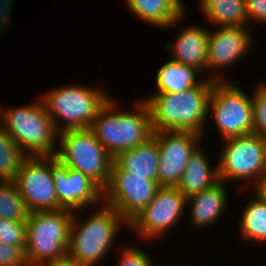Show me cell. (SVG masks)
<instances>
[{
	"instance_id": "6da1fadb",
	"label": "cell",
	"mask_w": 266,
	"mask_h": 266,
	"mask_svg": "<svg viewBox=\"0 0 266 266\" xmlns=\"http://www.w3.org/2000/svg\"><path fill=\"white\" fill-rule=\"evenodd\" d=\"M215 80L181 93H160L143 99L150 112L152 131H191L205 138L208 102Z\"/></svg>"
},
{
	"instance_id": "7a4b0ae2",
	"label": "cell",
	"mask_w": 266,
	"mask_h": 266,
	"mask_svg": "<svg viewBox=\"0 0 266 266\" xmlns=\"http://www.w3.org/2000/svg\"><path fill=\"white\" fill-rule=\"evenodd\" d=\"M93 211L86 220L82 219L83 222L74 211L67 249L70 257L86 266L101 264L111 252L119 231L129 226L112 206L104 202Z\"/></svg>"
},
{
	"instance_id": "3957f363",
	"label": "cell",
	"mask_w": 266,
	"mask_h": 266,
	"mask_svg": "<svg viewBox=\"0 0 266 266\" xmlns=\"http://www.w3.org/2000/svg\"><path fill=\"white\" fill-rule=\"evenodd\" d=\"M116 104L111 97L90 127L113 158L120 152L145 143L153 135L149 108L143 99L136 101L135 110L130 111L121 110Z\"/></svg>"
},
{
	"instance_id": "277c9868",
	"label": "cell",
	"mask_w": 266,
	"mask_h": 266,
	"mask_svg": "<svg viewBox=\"0 0 266 266\" xmlns=\"http://www.w3.org/2000/svg\"><path fill=\"white\" fill-rule=\"evenodd\" d=\"M0 127L17 142L28 157L57 154L59 133L40 97L25 106H1Z\"/></svg>"
},
{
	"instance_id": "5b68a950",
	"label": "cell",
	"mask_w": 266,
	"mask_h": 266,
	"mask_svg": "<svg viewBox=\"0 0 266 266\" xmlns=\"http://www.w3.org/2000/svg\"><path fill=\"white\" fill-rule=\"evenodd\" d=\"M55 87L42 99L58 133L90 128L100 109L111 98L104 89L76 84Z\"/></svg>"
},
{
	"instance_id": "8992f818",
	"label": "cell",
	"mask_w": 266,
	"mask_h": 266,
	"mask_svg": "<svg viewBox=\"0 0 266 266\" xmlns=\"http://www.w3.org/2000/svg\"><path fill=\"white\" fill-rule=\"evenodd\" d=\"M73 214L67 209L29 213L25 246L28 266H43L67 254Z\"/></svg>"
},
{
	"instance_id": "52a82bcc",
	"label": "cell",
	"mask_w": 266,
	"mask_h": 266,
	"mask_svg": "<svg viewBox=\"0 0 266 266\" xmlns=\"http://www.w3.org/2000/svg\"><path fill=\"white\" fill-rule=\"evenodd\" d=\"M56 157L69 168L81 171L102 191L107 187L113 157L90 128L59 133Z\"/></svg>"
},
{
	"instance_id": "ba28073f",
	"label": "cell",
	"mask_w": 266,
	"mask_h": 266,
	"mask_svg": "<svg viewBox=\"0 0 266 266\" xmlns=\"http://www.w3.org/2000/svg\"><path fill=\"white\" fill-rule=\"evenodd\" d=\"M223 149L218 156L219 181L250 183L253 188L266 171V139L251 133L221 140Z\"/></svg>"
},
{
	"instance_id": "9c48e42d",
	"label": "cell",
	"mask_w": 266,
	"mask_h": 266,
	"mask_svg": "<svg viewBox=\"0 0 266 266\" xmlns=\"http://www.w3.org/2000/svg\"><path fill=\"white\" fill-rule=\"evenodd\" d=\"M208 116L214 119L222 140L251 134L254 126L252 94L247 95L232 80L215 81L208 102Z\"/></svg>"
},
{
	"instance_id": "30bf717a",
	"label": "cell",
	"mask_w": 266,
	"mask_h": 266,
	"mask_svg": "<svg viewBox=\"0 0 266 266\" xmlns=\"http://www.w3.org/2000/svg\"><path fill=\"white\" fill-rule=\"evenodd\" d=\"M186 207L187 198L177 187L161 186L150 203L128 223V228L142 240L158 239L178 224L188 210Z\"/></svg>"
},
{
	"instance_id": "8fae6325",
	"label": "cell",
	"mask_w": 266,
	"mask_h": 266,
	"mask_svg": "<svg viewBox=\"0 0 266 266\" xmlns=\"http://www.w3.org/2000/svg\"><path fill=\"white\" fill-rule=\"evenodd\" d=\"M160 187L145 176H129L113 163L108 185L103 190V202L129 223L150 203Z\"/></svg>"
},
{
	"instance_id": "7c38bea8",
	"label": "cell",
	"mask_w": 266,
	"mask_h": 266,
	"mask_svg": "<svg viewBox=\"0 0 266 266\" xmlns=\"http://www.w3.org/2000/svg\"><path fill=\"white\" fill-rule=\"evenodd\" d=\"M14 183L29 212L63 209L52 177V156L27 157Z\"/></svg>"
},
{
	"instance_id": "4fadbf2b",
	"label": "cell",
	"mask_w": 266,
	"mask_h": 266,
	"mask_svg": "<svg viewBox=\"0 0 266 266\" xmlns=\"http://www.w3.org/2000/svg\"><path fill=\"white\" fill-rule=\"evenodd\" d=\"M153 136L159 146L158 184L176 187L191 154L203 146V136L191 131H156Z\"/></svg>"
},
{
	"instance_id": "5bb4252c",
	"label": "cell",
	"mask_w": 266,
	"mask_h": 266,
	"mask_svg": "<svg viewBox=\"0 0 266 266\" xmlns=\"http://www.w3.org/2000/svg\"><path fill=\"white\" fill-rule=\"evenodd\" d=\"M218 28V29H217ZM208 35L207 78L215 81H230L224 75V68L239 63L253 46L250 27H217ZM235 63V64H234ZM228 66V67H227Z\"/></svg>"
},
{
	"instance_id": "9a60e30c",
	"label": "cell",
	"mask_w": 266,
	"mask_h": 266,
	"mask_svg": "<svg viewBox=\"0 0 266 266\" xmlns=\"http://www.w3.org/2000/svg\"><path fill=\"white\" fill-rule=\"evenodd\" d=\"M52 177L56 196L63 209L77 211L97 207L103 202V191L81 171L69 168L52 156Z\"/></svg>"
},
{
	"instance_id": "2e32d148",
	"label": "cell",
	"mask_w": 266,
	"mask_h": 266,
	"mask_svg": "<svg viewBox=\"0 0 266 266\" xmlns=\"http://www.w3.org/2000/svg\"><path fill=\"white\" fill-rule=\"evenodd\" d=\"M209 29L202 25H187L179 30L176 39L165 44L170 58L207 73Z\"/></svg>"
},
{
	"instance_id": "e0dca14e",
	"label": "cell",
	"mask_w": 266,
	"mask_h": 266,
	"mask_svg": "<svg viewBox=\"0 0 266 266\" xmlns=\"http://www.w3.org/2000/svg\"><path fill=\"white\" fill-rule=\"evenodd\" d=\"M226 183L219 181L209 189L193 194L187 198L190 209V222L193 229L205 228L216 224L229 206V193Z\"/></svg>"
},
{
	"instance_id": "ac0fdd59",
	"label": "cell",
	"mask_w": 266,
	"mask_h": 266,
	"mask_svg": "<svg viewBox=\"0 0 266 266\" xmlns=\"http://www.w3.org/2000/svg\"><path fill=\"white\" fill-rule=\"evenodd\" d=\"M159 146L152 135L145 143L118 153L113 163L129 176H145L158 182Z\"/></svg>"
},
{
	"instance_id": "d6986e66",
	"label": "cell",
	"mask_w": 266,
	"mask_h": 266,
	"mask_svg": "<svg viewBox=\"0 0 266 266\" xmlns=\"http://www.w3.org/2000/svg\"><path fill=\"white\" fill-rule=\"evenodd\" d=\"M125 2L138 19L161 29L178 26L186 15V8L180 0H125Z\"/></svg>"
},
{
	"instance_id": "ffe728a7",
	"label": "cell",
	"mask_w": 266,
	"mask_h": 266,
	"mask_svg": "<svg viewBox=\"0 0 266 266\" xmlns=\"http://www.w3.org/2000/svg\"><path fill=\"white\" fill-rule=\"evenodd\" d=\"M202 146H198L191 154L185 167L182 179L176 186L186 197L209 189L219 182L218 167L211 163Z\"/></svg>"
},
{
	"instance_id": "44dd1931",
	"label": "cell",
	"mask_w": 266,
	"mask_h": 266,
	"mask_svg": "<svg viewBox=\"0 0 266 266\" xmlns=\"http://www.w3.org/2000/svg\"><path fill=\"white\" fill-rule=\"evenodd\" d=\"M202 73V74H201ZM198 74H201L198 76ZM203 72L190 65L178 63L169 58L166 63L158 69L155 80L157 88L154 94L181 93L184 90L196 86H203L209 78L203 77ZM200 78V79H197Z\"/></svg>"
},
{
	"instance_id": "7402d4cb",
	"label": "cell",
	"mask_w": 266,
	"mask_h": 266,
	"mask_svg": "<svg viewBox=\"0 0 266 266\" xmlns=\"http://www.w3.org/2000/svg\"><path fill=\"white\" fill-rule=\"evenodd\" d=\"M205 18L216 27H248L245 0H199Z\"/></svg>"
},
{
	"instance_id": "603a6c76",
	"label": "cell",
	"mask_w": 266,
	"mask_h": 266,
	"mask_svg": "<svg viewBox=\"0 0 266 266\" xmlns=\"http://www.w3.org/2000/svg\"><path fill=\"white\" fill-rule=\"evenodd\" d=\"M251 196L241 213L240 238L248 244H266V202L255 193Z\"/></svg>"
},
{
	"instance_id": "cb8c5ba5",
	"label": "cell",
	"mask_w": 266,
	"mask_h": 266,
	"mask_svg": "<svg viewBox=\"0 0 266 266\" xmlns=\"http://www.w3.org/2000/svg\"><path fill=\"white\" fill-rule=\"evenodd\" d=\"M27 157L17 142L0 127V181L14 182Z\"/></svg>"
},
{
	"instance_id": "d4e9b609",
	"label": "cell",
	"mask_w": 266,
	"mask_h": 266,
	"mask_svg": "<svg viewBox=\"0 0 266 266\" xmlns=\"http://www.w3.org/2000/svg\"><path fill=\"white\" fill-rule=\"evenodd\" d=\"M29 213L15 183L0 181V218L26 221Z\"/></svg>"
},
{
	"instance_id": "484cf974",
	"label": "cell",
	"mask_w": 266,
	"mask_h": 266,
	"mask_svg": "<svg viewBox=\"0 0 266 266\" xmlns=\"http://www.w3.org/2000/svg\"><path fill=\"white\" fill-rule=\"evenodd\" d=\"M0 242L21 248L25 252L26 221L1 219Z\"/></svg>"
},
{
	"instance_id": "4316f807",
	"label": "cell",
	"mask_w": 266,
	"mask_h": 266,
	"mask_svg": "<svg viewBox=\"0 0 266 266\" xmlns=\"http://www.w3.org/2000/svg\"><path fill=\"white\" fill-rule=\"evenodd\" d=\"M254 112L253 133L266 139V83L256 86L252 91Z\"/></svg>"
},
{
	"instance_id": "83f0119b",
	"label": "cell",
	"mask_w": 266,
	"mask_h": 266,
	"mask_svg": "<svg viewBox=\"0 0 266 266\" xmlns=\"http://www.w3.org/2000/svg\"><path fill=\"white\" fill-rule=\"evenodd\" d=\"M119 250V266H156L153 265L149 255L140 249L138 246L133 244L125 243Z\"/></svg>"
},
{
	"instance_id": "f1b7e54d",
	"label": "cell",
	"mask_w": 266,
	"mask_h": 266,
	"mask_svg": "<svg viewBox=\"0 0 266 266\" xmlns=\"http://www.w3.org/2000/svg\"><path fill=\"white\" fill-rule=\"evenodd\" d=\"M0 266H28L25 252L19 247L0 242Z\"/></svg>"
},
{
	"instance_id": "f546056e",
	"label": "cell",
	"mask_w": 266,
	"mask_h": 266,
	"mask_svg": "<svg viewBox=\"0 0 266 266\" xmlns=\"http://www.w3.org/2000/svg\"><path fill=\"white\" fill-rule=\"evenodd\" d=\"M245 11L248 17V27L252 24L251 21L266 24V0H245Z\"/></svg>"
},
{
	"instance_id": "4dcf8cb0",
	"label": "cell",
	"mask_w": 266,
	"mask_h": 266,
	"mask_svg": "<svg viewBox=\"0 0 266 266\" xmlns=\"http://www.w3.org/2000/svg\"><path fill=\"white\" fill-rule=\"evenodd\" d=\"M14 0H0V36L9 24L10 14L13 8Z\"/></svg>"
},
{
	"instance_id": "1f68e13d",
	"label": "cell",
	"mask_w": 266,
	"mask_h": 266,
	"mask_svg": "<svg viewBox=\"0 0 266 266\" xmlns=\"http://www.w3.org/2000/svg\"><path fill=\"white\" fill-rule=\"evenodd\" d=\"M43 266H86L82 263L76 261L73 257H70L68 254L57 258L55 260L45 263Z\"/></svg>"
},
{
	"instance_id": "d6a6232c",
	"label": "cell",
	"mask_w": 266,
	"mask_h": 266,
	"mask_svg": "<svg viewBox=\"0 0 266 266\" xmlns=\"http://www.w3.org/2000/svg\"><path fill=\"white\" fill-rule=\"evenodd\" d=\"M254 192L259 198L266 202V171L261 175L256 185L252 188L251 192Z\"/></svg>"
}]
</instances>
